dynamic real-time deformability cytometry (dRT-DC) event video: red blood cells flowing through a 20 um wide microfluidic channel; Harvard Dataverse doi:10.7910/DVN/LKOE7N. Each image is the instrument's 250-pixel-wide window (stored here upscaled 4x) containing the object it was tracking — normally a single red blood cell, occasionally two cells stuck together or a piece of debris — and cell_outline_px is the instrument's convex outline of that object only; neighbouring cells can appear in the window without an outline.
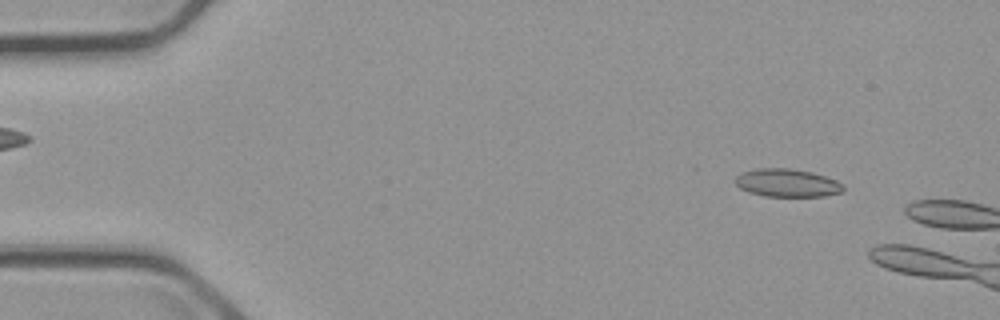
{"species": "common noctule bat (a hibernating species)", "species_latin": "Nyctalus noctula", "temperature_condition": "cold", "stored_images_in_passage": 16, "camera_frame_rate_fps": 3000, "um_per_image_px": 0.085, "animal": {"sex": "male", "body_mass_g": 23.1, "forearm_length_mm": 52.7}, "frame": {"image": 1, "passage_image": 5, "time_ms": 1.333, "image_size_px": [1000, 320], "cell_outline_px": [[844, 192], [824, 196], [764, 196], [748, 192], [740, 188], [736, 184], [736, 176], [744, 172], [760, 168], [788, 168], [812, 172], [836, 180], [844, 184]], "centroid_in_image_um": [66.94, 15.55], "position_along_channel_um": 18.1, "area_um2": 17.57}}